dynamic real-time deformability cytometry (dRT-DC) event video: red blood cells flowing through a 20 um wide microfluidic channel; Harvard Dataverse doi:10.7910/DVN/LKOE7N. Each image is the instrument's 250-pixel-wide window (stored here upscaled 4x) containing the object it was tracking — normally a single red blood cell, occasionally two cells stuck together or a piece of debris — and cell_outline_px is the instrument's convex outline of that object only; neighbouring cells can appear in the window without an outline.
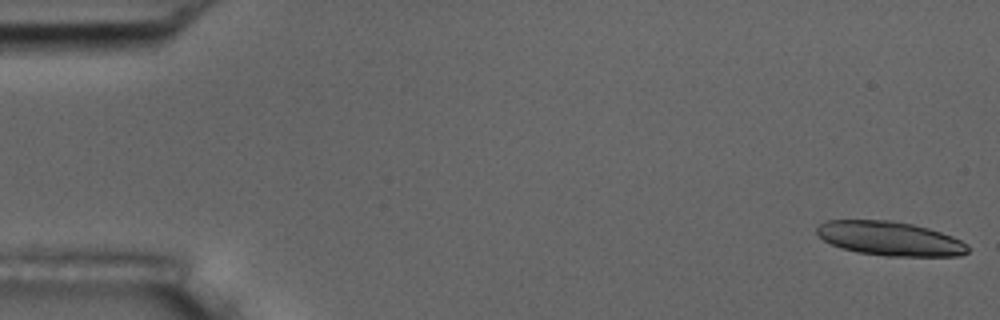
{"species": "common noctule bat (a hibernating species)", "species_latin": "Nyctalus noctula", "temperature_condition": "room temperature", "stored_images_in_passage": 16, "camera_frame_rate_fps": 3000, "um_per_image_px": 0.085, "animal": {"sex": "male", "body_mass_g": 17.5, "forearm_length_mm": 52.3}, "frame": {"image": 1, "passage_image": 1, "time_ms": 0.0, "image_size_px": [1000, 320], "cell_outline_px": [[968, 252], [960, 256], [884, 256], [856, 252], [840, 248], [824, 240], [816, 232], [816, 228], [820, 224], [828, 220], [892, 220], [912, 224], [928, 228], [952, 236], [968, 244]], "centroid_in_image_um": [75.64, 20.28], "position_along_channel_um": 9.4, "area_um2": 30.11}}